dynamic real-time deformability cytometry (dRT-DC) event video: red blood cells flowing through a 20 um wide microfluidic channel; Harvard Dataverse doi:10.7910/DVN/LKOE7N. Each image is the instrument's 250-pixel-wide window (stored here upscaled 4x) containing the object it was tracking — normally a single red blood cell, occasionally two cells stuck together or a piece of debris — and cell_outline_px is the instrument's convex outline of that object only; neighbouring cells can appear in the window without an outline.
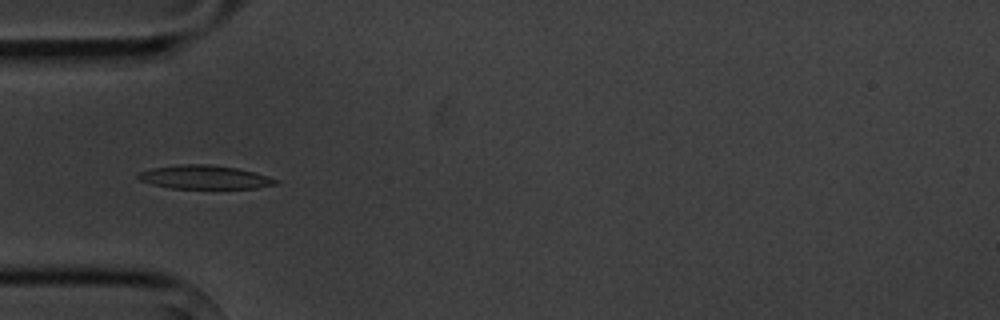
{"species": "common noctule bat (a hibernating species)", "species_latin": "Nyctalus noctula", "temperature_condition": "cold", "stored_images_in_passage": 9, "camera_frame_rate_fps": 3000, "um_per_image_px": 0.085, "animal": {"sex": "male", "body_mass_g": 20.1, "forearm_length_mm": 53.5}, "frame": {"image": 1, "passage_image": 6, "time_ms": 6.0, "image_size_px": [1000, 320], "cell_outline_px": [[280, 184], [256, 188], [168, 188], [152, 184], [140, 180], [136, 176], [136, 172], [152, 168], [180, 164], [212, 164], [236, 168], [268, 176], [280, 180]], "centroid_in_image_um": [17.38, 15.06], "position_along_channel_um": 67.6, "area_um2": 19.07}}
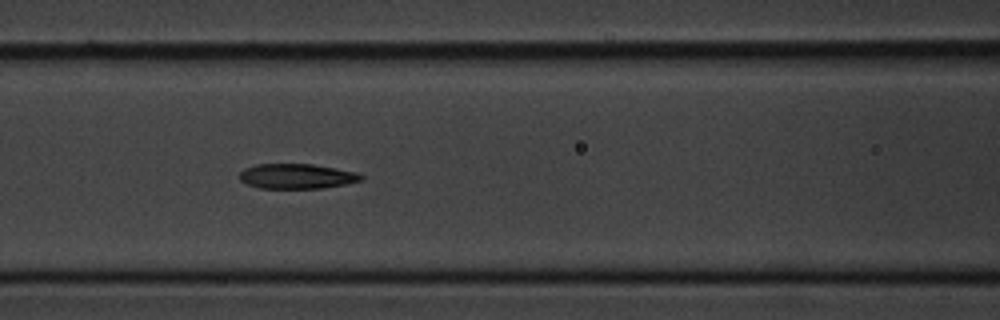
{"frame": {"image": 2, "passage_image": 8, "time_ms": 8.0, "image_size_px": [1000, 320], "cell_outline_px": [[364, 180], [324, 188], [260, 188], [248, 184], [240, 180], [240, 172], [244, 168], [256, 164], [312, 164], [356, 172], [364, 176]], "centroid_in_image_um": [25.23, 14.98], "position_along_channel_um": 141.4, "area_um2": 17.63}}
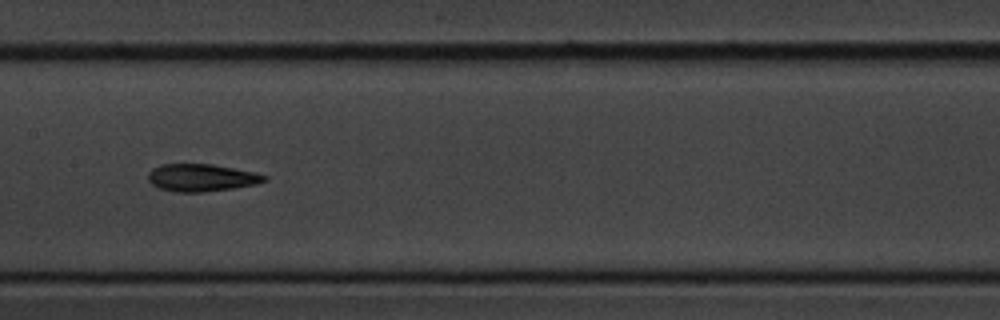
{"frame": {"image": 3, "passage_image": 9, "time_ms": 9.333, "image_size_px": [1000, 320], "cell_outline_px": [[268, 180], [256, 184], [232, 188], [204, 192], [176, 192], [160, 188], [152, 184], [148, 180], [148, 172], [152, 168], [160, 164], [212, 164], [256, 172], [268, 176]], "centroid_in_image_um": [17.13, 15.09], "position_along_channel_um": 190.3, "area_um2": 18.67}}